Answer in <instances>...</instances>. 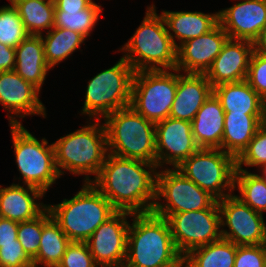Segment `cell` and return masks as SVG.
<instances>
[{"label": "cell", "instance_id": "cell-29", "mask_svg": "<svg viewBox=\"0 0 266 267\" xmlns=\"http://www.w3.org/2000/svg\"><path fill=\"white\" fill-rule=\"evenodd\" d=\"M17 9L29 35L41 36L54 27L53 0H8Z\"/></svg>", "mask_w": 266, "mask_h": 267}, {"label": "cell", "instance_id": "cell-33", "mask_svg": "<svg viewBox=\"0 0 266 267\" xmlns=\"http://www.w3.org/2000/svg\"><path fill=\"white\" fill-rule=\"evenodd\" d=\"M29 36L17 9L10 2L0 6V43L16 48Z\"/></svg>", "mask_w": 266, "mask_h": 267}, {"label": "cell", "instance_id": "cell-19", "mask_svg": "<svg viewBox=\"0 0 266 267\" xmlns=\"http://www.w3.org/2000/svg\"><path fill=\"white\" fill-rule=\"evenodd\" d=\"M253 51V42L228 38L205 73L212 87L246 80Z\"/></svg>", "mask_w": 266, "mask_h": 267}, {"label": "cell", "instance_id": "cell-20", "mask_svg": "<svg viewBox=\"0 0 266 267\" xmlns=\"http://www.w3.org/2000/svg\"><path fill=\"white\" fill-rule=\"evenodd\" d=\"M212 93L213 87L205 74L177 70V90L169 117L192 122Z\"/></svg>", "mask_w": 266, "mask_h": 267}, {"label": "cell", "instance_id": "cell-39", "mask_svg": "<svg viewBox=\"0 0 266 267\" xmlns=\"http://www.w3.org/2000/svg\"><path fill=\"white\" fill-rule=\"evenodd\" d=\"M234 267H266L262 245L237 246Z\"/></svg>", "mask_w": 266, "mask_h": 267}, {"label": "cell", "instance_id": "cell-5", "mask_svg": "<svg viewBox=\"0 0 266 267\" xmlns=\"http://www.w3.org/2000/svg\"><path fill=\"white\" fill-rule=\"evenodd\" d=\"M73 195L47 208L70 241L86 242L117 210L91 182H83Z\"/></svg>", "mask_w": 266, "mask_h": 267}, {"label": "cell", "instance_id": "cell-13", "mask_svg": "<svg viewBox=\"0 0 266 267\" xmlns=\"http://www.w3.org/2000/svg\"><path fill=\"white\" fill-rule=\"evenodd\" d=\"M217 202L223 239L237 246L262 244L266 233L263 214L243 203L235 196V193Z\"/></svg>", "mask_w": 266, "mask_h": 267}, {"label": "cell", "instance_id": "cell-45", "mask_svg": "<svg viewBox=\"0 0 266 267\" xmlns=\"http://www.w3.org/2000/svg\"><path fill=\"white\" fill-rule=\"evenodd\" d=\"M262 126L266 129V100H263Z\"/></svg>", "mask_w": 266, "mask_h": 267}, {"label": "cell", "instance_id": "cell-12", "mask_svg": "<svg viewBox=\"0 0 266 267\" xmlns=\"http://www.w3.org/2000/svg\"><path fill=\"white\" fill-rule=\"evenodd\" d=\"M167 221L175 246L183 257L195 248L222 238L217 201L208 209L171 214Z\"/></svg>", "mask_w": 266, "mask_h": 267}, {"label": "cell", "instance_id": "cell-26", "mask_svg": "<svg viewBox=\"0 0 266 267\" xmlns=\"http://www.w3.org/2000/svg\"><path fill=\"white\" fill-rule=\"evenodd\" d=\"M225 113L262 114L263 99L247 80L223 83L213 87Z\"/></svg>", "mask_w": 266, "mask_h": 267}, {"label": "cell", "instance_id": "cell-25", "mask_svg": "<svg viewBox=\"0 0 266 267\" xmlns=\"http://www.w3.org/2000/svg\"><path fill=\"white\" fill-rule=\"evenodd\" d=\"M262 114L225 113L222 151L237 158L262 126Z\"/></svg>", "mask_w": 266, "mask_h": 267}, {"label": "cell", "instance_id": "cell-27", "mask_svg": "<svg viewBox=\"0 0 266 267\" xmlns=\"http://www.w3.org/2000/svg\"><path fill=\"white\" fill-rule=\"evenodd\" d=\"M71 241L52 218L48 208L43 211V228L39 251L32 260L33 267H57Z\"/></svg>", "mask_w": 266, "mask_h": 267}, {"label": "cell", "instance_id": "cell-24", "mask_svg": "<svg viewBox=\"0 0 266 267\" xmlns=\"http://www.w3.org/2000/svg\"><path fill=\"white\" fill-rule=\"evenodd\" d=\"M50 70L41 36L29 35L15 48L14 71L40 91Z\"/></svg>", "mask_w": 266, "mask_h": 267}, {"label": "cell", "instance_id": "cell-21", "mask_svg": "<svg viewBox=\"0 0 266 267\" xmlns=\"http://www.w3.org/2000/svg\"><path fill=\"white\" fill-rule=\"evenodd\" d=\"M45 194L34 187L12 183L0 185V217L16 222L29 221L39 216L46 208L42 200Z\"/></svg>", "mask_w": 266, "mask_h": 267}, {"label": "cell", "instance_id": "cell-23", "mask_svg": "<svg viewBox=\"0 0 266 267\" xmlns=\"http://www.w3.org/2000/svg\"><path fill=\"white\" fill-rule=\"evenodd\" d=\"M161 14L176 47L189 39L208 33L219 23L218 12L163 10Z\"/></svg>", "mask_w": 266, "mask_h": 267}, {"label": "cell", "instance_id": "cell-38", "mask_svg": "<svg viewBox=\"0 0 266 267\" xmlns=\"http://www.w3.org/2000/svg\"><path fill=\"white\" fill-rule=\"evenodd\" d=\"M0 267H33V262L15 240V243L0 244Z\"/></svg>", "mask_w": 266, "mask_h": 267}, {"label": "cell", "instance_id": "cell-11", "mask_svg": "<svg viewBox=\"0 0 266 267\" xmlns=\"http://www.w3.org/2000/svg\"><path fill=\"white\" fill-rule=\"evenodd\" d=\"M216 201L176 168L158 170L154 214L167 219L175 213L208 209Z\"/></svg>", "mask_w": 266, "mask_h": 267}, {"label": "cell", "instance_id": "cell-6", "mask_svg": "<svg viewBox=\"0 0 266 267\" xmlns=\"http://www.w3.org/2000/svg\"><path fill=\"white\" fill-rule=\"evenodd\" d=\"M108 153L156 164L155 124L130 106L103 119Z\"/></svg>", "mask_w": 266, "mask_h": 267}, {"label": "cell", "instance_id": "cell-1", "mask_svg": "<svg viewBox=\"0 0 266 267\" xmlns=\"http://www.w3.org/2000/svg\"><path fill=\"white\" fill-rule=\"evenodd\" d=\"M156 164L108 153L91 183L117 211L152 212L156 201Z\"/></svg>", "mask_w": 266, "mask_h": 267}, {"label": "cell", "instance_id": "cell-36", "mask_svg": "<svg viewBox=\"0 0 266 267\" xmlns=\"http://www.w3.org/2000/svg\"><path fill=\"white\" fill-rule=\"evenodd\" d=\"M57 267H99L86 242L71 241Z\"/></svg>", "mask_w": 266, "mask_h": 267}, {"label": "cell", "instance_id": "cell-15", "mask_svg": "<svg viewBox=\"0 0 266 267\" xmlns=\"http://www.w3.org/2000/svg\"><path fill=\"white\" fill-rule=\"evenodd\" d=\"M155 135L158 169L177 168L199 149L192 133V122L186 120L168 117L155 124Z\"/></svg>", "mask_w": 266, "mask_h": 267}, {"label": "cell", "instance_id": "cell-16", "mask_svg": "<svg viewBox=\"0 0 266 267\" xmlns=\"http://www.w3.org/2000/svg\"><path fill=\"white\" fill-rule=\"evenodd\" d=\"M40 93L37 87L14 70L0 72V104L7 111L9 125L23 124L22 118L26 116L47 117L45 104L39 98Z\"/></svg>", "mask_w": 266, "mask_h": 267}, {"label": "cell", "instance_id": "cell-32", "mask_svg": "<svg viewBox=\"0 0 266 267\" xmlns=\"http://www.w3.org/2000/svg\"><path fill=\"white\" fill-rule=\"evenodd\" d=\"M100 13H103L102 5L97 4L94 0L83 10L55 12L54 27L76 31L87 39L98 25Z\"/></svg>", "mask_w": 266, "mask_h": 267}, {"label": "cell", "instance_id": "cell-8", "mask_svg": "<svg viewBox=\"0 0 266 267\" xmlns=\"http://www.w3.org/2000/svg\"><path fill=\"white\" fill-rule=\"evenodd\" d=\"M134 69L121 56L110 68L88 80L85 101L79 112L90 120H103L112 112L130 106Z\"/></svg>", "mask_w": 266, "mask_h": 267}, {"label": "cell", "instance_id": "cell-35", "mask_svg": "<svg viewBox=\"0 0 266 267\" xmlns=\"http://www.w3.org/2000/svg\"><path fill=\"white\" fill-rule=\"evenodd\" d=\"M42 228L43 212L32 220L19 222L17 240L31 260L37 256L39 251Z\"/></svg>", "mask_w": 266, "mask_h": 267}, {"label": "cell", "instance_id": "cell-46", "mask_svg": "<svg viewBox=\"0 0 266 267\" xmlns=\"http://www.w3.org/2000/svg\"><path fill=\"white\" fill-rule=\"evenodd\" d=\"M261 245L263 247L265 258H266V233H265V237H264Z\"/></svg>", "mask_w": 266, "mask_h": 267}, {"label": "cell", "instance_id": "cell-18", "mask_svg": "<svg viewBox=\"0 0 266 267\" xmlns=\"http://www.w3.org/2000/svg\"><path fill=\"white\" fill-rule=\"evenodd\" d=\"M218 21L231 39L253 42L266 27V0H242L218 11Z\"/></svg>", "mask_w": 266, "mask_h": 267}, {"label": "cell", "instance_id": "cell-10", "mask_svg": "<svg viewBox=\"0 0 266 267\" xmlns=\"http://www.w3.org/2000/svg\"><path fill=\"white\" fill-rule=\"evenodd\" d=\"M176 90V69L135 72L130 107L156 124L169 117Z\"/></svg>", "mask_w": 266, "mask_h": 267}, {"label": "cell", "instance_id": "cell-42", "mask_svg": "<svg viewBox=\"0 0 266 267\" xmlns=\"http://www.w3.org/2000/svg\"><path fill=\"white\" fill-rule=\"evenodd\" d=\"M55 3V12H66L72 10H83L87 8L94 0H53Z\"/></svg>", "mask_w": 266, "mask_h": 267}, {"label": "cell", "instance_id": "cell-31", "mask_svg": "<svg viewBox=\"0 0 266 267\" xmlns=\"http://www.w3.org/2000/svg\"><path fill=\"white\" fill-rule=\"evenodd\" d=\"M235 194L243 203L258 213H266V183L255 172L236 170L234 177Z\"/></svg>", "mask_w": 266, "mask_h": 267}, {"label": "cell", "instance_id": "cell-17", "mask_svg": "<svg viewBox=\"0 0 266 267\" xmlns=\"http://www.w3.org/2000/svg\"><path fill=\"white\" fill-rule=\"evenodd\" d=\"M228 38L218 23L208 33L183 42L177 47L175 69L181 73L205 74Z\"/></svg>", "mask_w": 266, "mask_h": 267}, {"label": "cell", "instance_id": "cell-41", "mask_svg": "<svg viewBox=\"0 0 266 267\" xmlns=\"http://www.w3.org/2000/svg\"><path fill=\"white\" fill-rule=\"evenodd\" d=\"M15 68V48L0 43V72Z\"/></svg>", "mask_w": 266, "mask_h": 267}, {"label": "cell", "instance_id": "cell-2", "mask_svg": "<svg viewBox=\"0 0 266 267\" xmlns=\"http://www.w3.org/2000/svg\"><path fill=\"white\" fill-rule=\"evenodd\" d=\"M124 267H184L166 218L153 212L132 214Z\"/></svg>", "mask_w": 266, "mask_h": 267}, {"label": "cell", "instance_id": "cell-14", "mask_svg": "<svg viewBox=\"0 0 266 267\" xmlns=\"http://www.w3.org/2000/svg\"><path fill=\"white\" fill-rule=\"evenodd\" d=\"M132 214L116 211L86 241L99 267H124L127 256V235Z\"/></svg>", "mask_w": 266, "mask_h": 267}, {"label": "cell", "instance_id": "cell-44", "mask_svg": "<svg viewBox=\"0 0 266 267\" xmlns=\"http://www.w3.org/2000/svg\"><path fill=\"white\" fill-rule=\"evenodd\" d=\"M257 170V175L266 183V164L260 166ZM258 172H260L258 174Z\"/></svg>", "mask_w": 266, "mask_h": 267}, {"label": "cell", "instance_id": "cell-28", "mask_svg": "<svg viewBox=\"0 0 266 267\" xmlns=\"http://www.w3.org/2000/svg\"><path fill=\"white\" fill-rule=\"evenodd\" d=\"M41 39L44 45L46 62L52 70L54 66L71 57L87 40L76 31L57 27H53L50 31L42 34Z\"/></svg>", "mask_w": 266, "mask_h": 267}, {"label": "cell", "instance_id": "cell-9", "mask_svg": "<svg viewBox=\"0 0 266 267\" xmlns=\"http://www.w3.org/2000/svg\"><path fill=\"white\" fill-rule=\"evenodd\" d=\"M176 169L217 200L234 193L236 158L221 149L199 148Z\"/></svg>", "mask_w": 266, "mask_h": 267}, {"label": "cell", "instance_id": "cell-30", "mask_svg": "<svg viewBox=\"0 0 266 267\" xmlns=\"http://www.w3.org/2000/svg\"><path fill=\"white\" fill-rule=\"evenodd\" d=\"M237 245L221 238L191 250L183 257L184 267H234Z\"/></svg>", "mask_w": 266, "mask_h": 267}, {"label": "cell", "instance_id": "cell-22", "mask_svg": "<svg viewBox=\"0 0 266 267\" xmlns=\"http://www.w3.org/2000/svg\"><path fill=\"white\" fill-rule=\"evenodd\" d=\"M225 112L212 93L192 120V133L199 148L221 149Z\"/></svg>", "mask_w": 266, "mask_h": 267}, {"label": "cell", "instance_id": "cell-4", "mask_svg": "<svg viewBox=\"0 0 266 267\" xmlns=\"http://www.w3.org/2000/svg\"><path fill=\"white\" fill-rule=\"evenodd\" d=\"M156 8L153 3L147 6L141 24L117 50L124 53L122 57L135 72L176 68L177 47L168 33L162 14H158Z\"/></svg>", "mask_w": 266, "mask_h": 267}, {"label": "cell", "instance_id": "cell-43", "mask_svg": "<svg viewBox=\"0 0 266 267\" xmlns=\"http://www.w3.org/2000/svg\"><path fill=\"white\" fill-rule=\"evenodd\" d=\"M254 52L266 56V27L259 33L253 41Z\"/></svg>", "mask_w": 266, "mask_h": 267}, {"label": "cell", "instance_id": "cell-3", "mask_svg": "<svg viewBox=\"0 0 266 267\" xmlns=\"http://www.w3.org/2000/svg\"><path fill=\"white\" fill-rule=\"evenodd\" d=\"M86 120L81 128L52 142L59 175L69 172L75 176H83L84 183L91 182L98 175L108 154L107 133L103 121Z\"/></svg>", "mask_w": 266, "mask_h": 267}, {"label": "cell", "instance_id": "cell-34", "mask_svg": "<svg viewBox=\"0 0 266 267\" xmlns=\"http://www.w3.org/2000/svg\"><path fill=\"white\" fill-rule=\"evenodd\" d=\"M264 164H266V129L261 126L248 146L236 158V170L248 171L249 168H259Z\"/></svg>", "mask_w": 266, "mask_h": 267}, {"label": "cell", "instance_id": "cell-40", "mask_svg": "<svg viewBox=\"0 0 266 267\" xmlns=\"http://www.w3.org/2000/svg\"><path fill=\"white\" fill-rule=\"evenodd\" d=\"M19 222L0 217V244L15 243Z\"/></svg>", "mask_w": 266, "mask_h": 267}, {"label": "cell", "instance_id": "cell-7", "mask_svg": "<svg viewBox=\"0 0 266 267\" xmlns=\"http://www.w3.org/2000/svg\"><path fill=\"white\" fill-rule=\"evenodd\" d=\"M14 149L18 183L41 190L44 194L62 178L55 165L54 147L43 137L41 140L28 131L23 124L9 125ZM22 179V180H21Z\"/></svg>", "mask_w": 266, "mask_h": 267}, {"label": "cell", "instance_id": "cell-37", "mask_svg": "<svg viewBox=\"0 0 266 267\" xmlns=\"http://www.w3.org/2000/svg\"><path fill=\"white\" fill-rule=\"evenodd\" d=\"M246 80L266 100V56L253 51Z\"/></svg>", "mask_w": 266, "mask_h": 267}]
</instances>
